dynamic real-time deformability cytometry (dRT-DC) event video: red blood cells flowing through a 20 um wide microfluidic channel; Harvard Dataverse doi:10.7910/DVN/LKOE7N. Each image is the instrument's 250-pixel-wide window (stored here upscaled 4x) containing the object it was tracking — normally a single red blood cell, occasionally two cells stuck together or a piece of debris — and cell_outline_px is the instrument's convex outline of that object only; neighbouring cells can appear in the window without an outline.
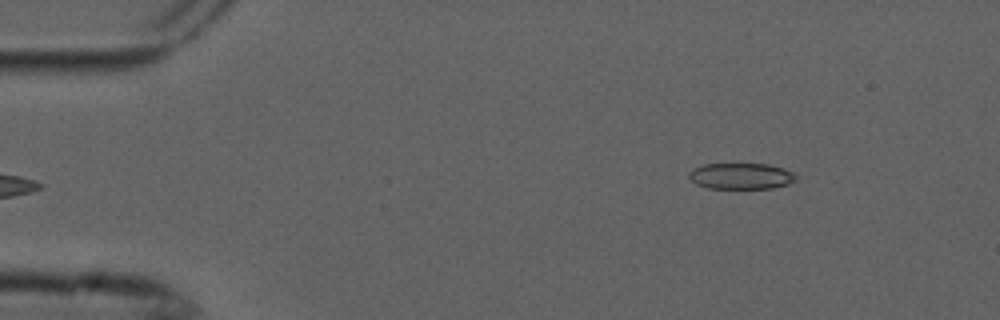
{"species": "common noctule bat (a hibernating species)", "species_latin": "Nyctalus noctula", "temperature_condition": "cold", "stored_images_in_passage": 3, "camera_frame_rate_fps": 3000, "um_per_image_px": 0.085, "animal": {"sex": "male", "forearm_length_mm": 52.5}, "frame": {"image": 1, "passage_image": 3, "time_ms": 0.667, "image_size_px": [1000, 320], "cell_outline_px": [[796, 180], [788, 184], [772, 188], [708, 188], [696, 184], [688, 176], [688, 172], [692, 168], [704, 164], [768, 164], [784, 168], [792, 172], [796, 176]], "centroid_in_image_um": [62.97, 14.96], "position_along_channel_um": 22.0, "area_um2": 16.3}}